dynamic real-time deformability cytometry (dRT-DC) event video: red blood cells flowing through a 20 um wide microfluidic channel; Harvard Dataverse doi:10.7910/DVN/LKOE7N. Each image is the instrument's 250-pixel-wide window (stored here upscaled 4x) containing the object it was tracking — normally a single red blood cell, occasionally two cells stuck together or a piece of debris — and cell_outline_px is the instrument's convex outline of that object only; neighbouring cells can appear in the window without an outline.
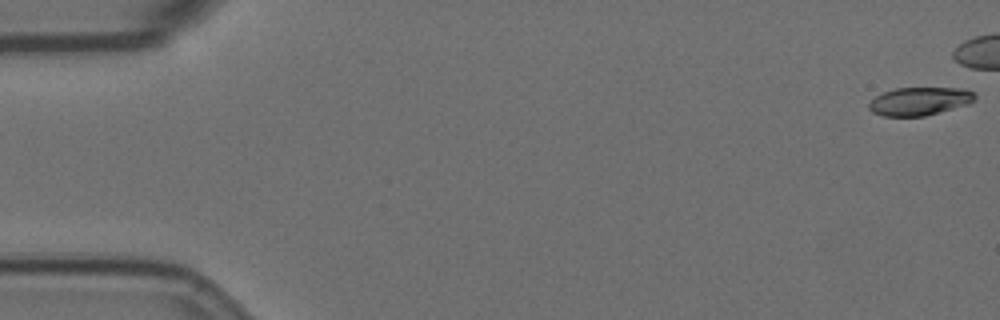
{"species": "Egyptian fruit bat (a non-hibernating species)", "species_latin": "Rousettus aegyptiacus", "temperature_condition": "room temperature", "stored_images_in_passage": 46, "camera_frame_rate_fps": 3000, "um_per_image_px": 0.085, "animal": {"sex": "female"}, "frame": {"image": 1, "passage_image": 1, "time_ms": 0.0, "image_size_px": [1000, 320], "cell_outline_px": [[976, 100], [968, 104], [924, 116], [884, 116], [872, 112], [868, 108], [868, 104], [876, 96], [884, 92], [896, 88], [964, 88], [976, 92]], "centroid_in_image_um": [78.19, 8.6], "position_along_channel_um": 6.8, "area_um2": 17.4}}
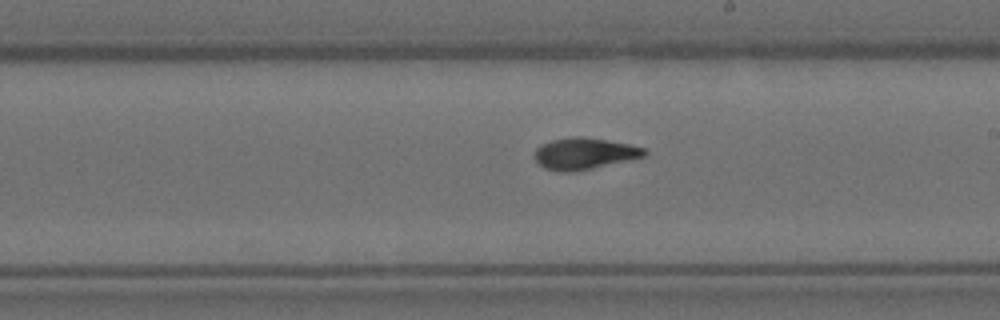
{"frame": {"image": 2, "passage_image": 33, "time_ms": 10.667, "image_size_px": [1000, 320], "cell_outline_px": [[648, 152], [644, 156], [592, 168], [572, 172], [556, 172], [544, 168], [536, 160], [536, 148], [540, 144], [552, 140], [576, 136], [580, 136], [628, 144], [644, 148]], "centroid_in_image_um": [49.63, 13.06], "position_along_channel_um": 239.4, "area_um2": 19.83}}
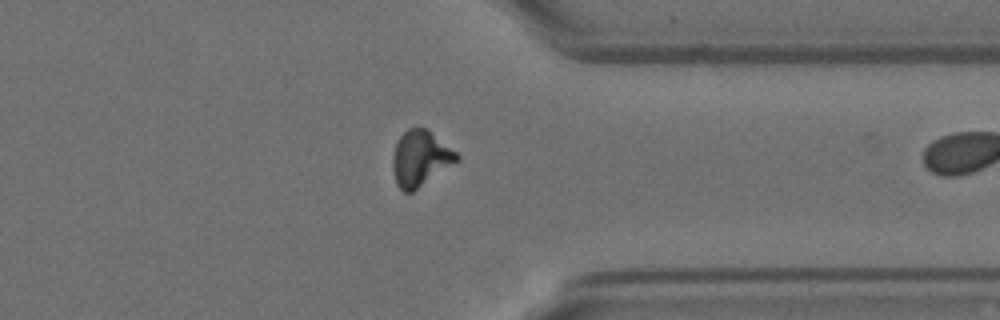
{"frame": {"image": 3, "passage_image": 45, "time_ms": 14.667, "image_size_px": [1000, 320], "cell_outline_px": [[460, 160], [412, 192], [404, 192], [396, 184], [392, 168], [392, 156], [396, 144], [400, 136], [408, 128], [428, 128], [456, 152], [460, 156]], "centroid_in_image_um": [35.73, 13.46], "position_along_channel_um": 375.7, "area_um2": 20.81}}